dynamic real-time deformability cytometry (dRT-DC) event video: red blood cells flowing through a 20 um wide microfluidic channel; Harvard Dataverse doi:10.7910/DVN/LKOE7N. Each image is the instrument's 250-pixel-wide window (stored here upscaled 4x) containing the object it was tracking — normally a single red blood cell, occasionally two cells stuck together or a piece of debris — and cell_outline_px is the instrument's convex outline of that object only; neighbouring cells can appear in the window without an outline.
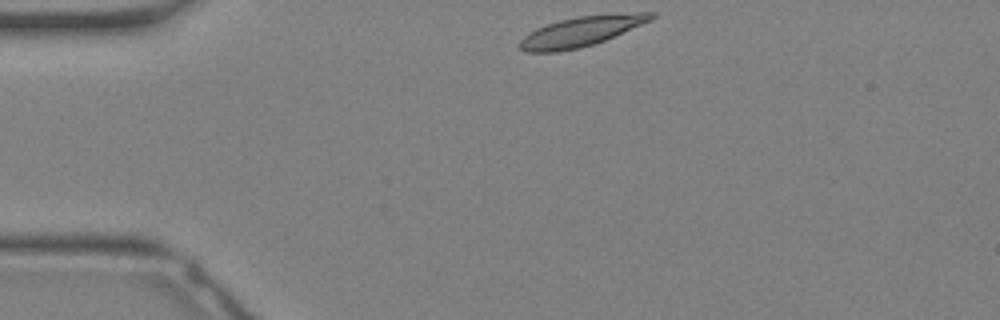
{"species": "Egyptian fruit bat (a non-hibernating species)", "species_latin": "Rousettus aegyptiacus", "temperature_condition": "warm", "stored_images_in_passage": 5, "camera_frame_rate_fps": 3000, "um_per_image_px": 0.085, "animal": {"sex": "female"}, "frame": {"image": 1, "passage_image": 1, "time_ms": 0.0, "image_size_px": [1000, 320], "cell_outline_px": [[656, 16], [652, 20], [604, 40], [580, 48], [556, 52], [524, 52], [520, 48], [520, 40], [524, 36], [536, 28], [560, 20], [576, 16], [636, 12], [656, 12]], "centroid_in_image_um": [49.41, 2.66], "position_along_channel_um": 35.6, "area_um2": 22.77}}